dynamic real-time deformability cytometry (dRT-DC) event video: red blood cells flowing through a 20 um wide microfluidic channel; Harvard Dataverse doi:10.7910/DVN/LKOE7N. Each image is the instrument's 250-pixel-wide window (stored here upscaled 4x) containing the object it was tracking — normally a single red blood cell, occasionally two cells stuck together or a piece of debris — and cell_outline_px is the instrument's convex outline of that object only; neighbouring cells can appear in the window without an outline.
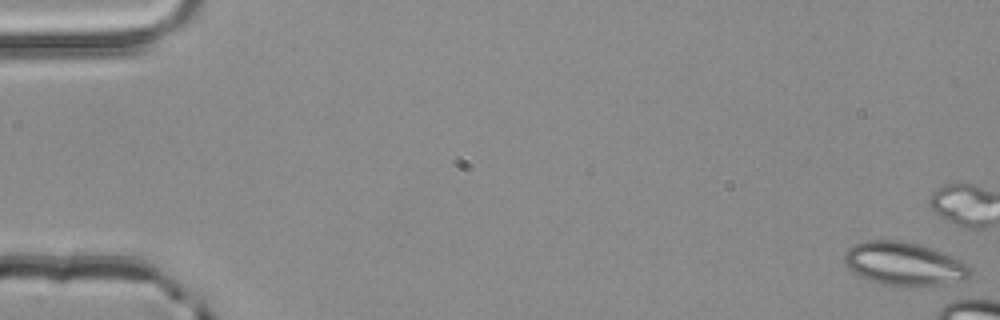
{"species": "common noctule bat (a hibernating species)", "species_latin": "Nyctalus noctula", "temperature_condition": "room temperature", "stored_images_in_passage": 4, "camera_frame_rate_fps": 3000, "um_per_image_px": 0.085, "animal": {"sex": "male", "body_mass_g": 20.4}, "frame": {"image": 1, "passage_image": 1, "time_ms": 0.0, "image_size_px": [1000, 320], "cell_outline_px": [[972, 272], [964, 280], [944, 284], [884, 284], [868, 280], [860, 276], [848, 268], [844, 264], [844, 252], [848, 248], [864, 240], [896, 240], [916, 244], [932, 248], [952, 256], [968, 264], [972, 268]], "centroid_in_image_um": [76.83, 22.39], "position_along_channel_um": 8.2, "area_um2": 31.27}}